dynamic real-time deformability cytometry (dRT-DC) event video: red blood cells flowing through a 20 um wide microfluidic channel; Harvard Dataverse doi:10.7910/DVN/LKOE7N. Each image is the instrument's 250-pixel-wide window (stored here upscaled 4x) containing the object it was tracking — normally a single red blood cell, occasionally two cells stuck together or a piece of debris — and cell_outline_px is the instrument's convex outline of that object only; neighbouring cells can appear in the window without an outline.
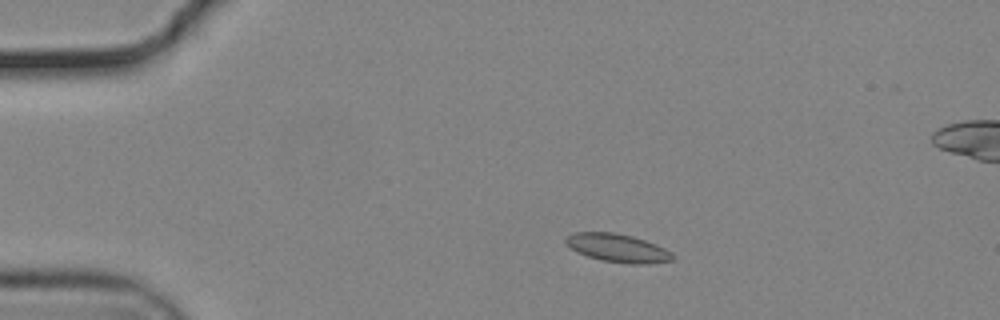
{"species": "common noctule bat (a hibernating species)", "species_latin": "Nyctalus noctula", "temperature_condition": "cold", "stored_images_in_passage": 45, "camera_frame_rate_fps": 3000, "um_per_image_px": 0.085, "animal": {"sex": "male", "body_mass_g": 19.2, "forearm_length_mm": 51.8}, "frame": {"image": 1, "passage_image": 3, "time_ms": 0.667, "image_size_px": [1000, 320], "cell_outline_px": [[676, 256], [672, 260], [648, 264], [628, 264], [604, 260], [588, 256], [576, 252], [564, 240], [564, 236], [572, 232], [616, 232], [632, 236], [656, 244], [672, 252]], "centroid_in_image_um": [52.5, 21.07], "position_along_channel_um": 32.5, "area_um2": 17.69}}
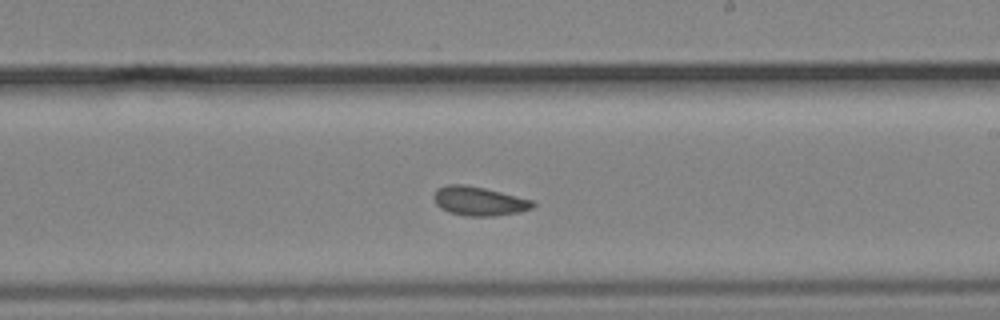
{"frame": {"image": 2, "passage_image": 25, "time_ms": 8.0, "image_size_px": [1000, 320], "cell_outline_px": [[536, 204], [532, 208], [520, 212], [492, 216], [464, 216], [448, 212], [440, 208], [436, 204], [432, 196], [436, 188], [448, 184], [464, 184], [484, 188], [536, 200]], "centroid_in_image_um": [40.71, 17.09], "position_along_channel_um": 248.3, "area_um2": 17.05}}
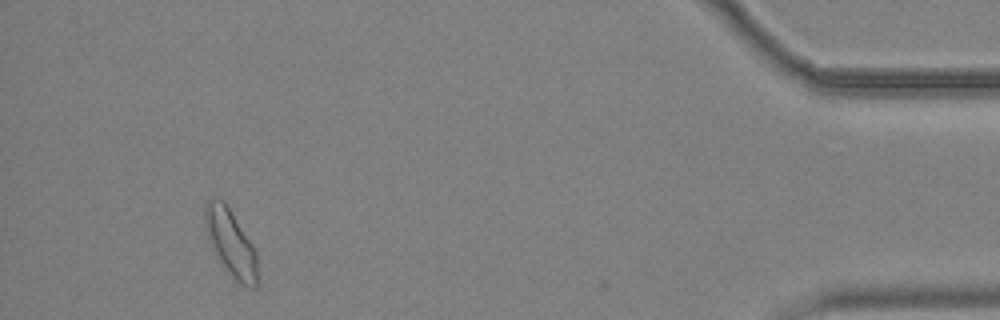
{"frame": {"image": 3, "passage_image": 44, "time_ms": 14.333, "image_size_px": [1000, 320], "cell_outline_px": [[256, 288], [248, 288], [236, 280], [232, 276], [212, 252], [208, 240], [204, 224], [204, 208], [208, 200], [212, 196], [216, 196], [224, 200], [252, 244], [256, 252]], "centroid_in_image_um": [19.55, 20.59], "position_along_channel_um": 415.6, "area_um2": 20.46}, "authors_computed_cell_mechanics": {"area_um2": 16.8198, "velocity_mm_per_s": 3.6886, "shape_relaxation_time_tau1_ms": null, "shape_relaxation_time_tau2_ms": 2.526, "deformation_change_tau1": null, "deformation_change_tau2": 0.0699}}